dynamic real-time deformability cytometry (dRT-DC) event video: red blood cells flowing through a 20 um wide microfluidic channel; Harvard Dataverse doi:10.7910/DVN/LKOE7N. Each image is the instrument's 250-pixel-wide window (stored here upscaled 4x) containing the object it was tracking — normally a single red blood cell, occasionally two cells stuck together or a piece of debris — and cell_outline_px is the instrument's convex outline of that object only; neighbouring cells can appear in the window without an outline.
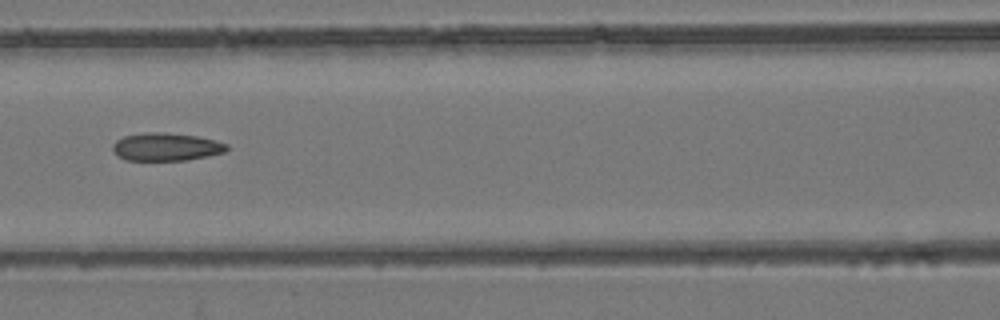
{"species": "common noctule bat (a hibernating species)", "species_latin": "Nyctalus noctula", "temperature_condition": "room temperature", "stored_images_in_passage": 6, "camera_frame_rate_fps": 3000, "um_per_image_px": 0.085, "animal": {"sex": "female", "body_mass_g": 24.6, "forearm_length_mm": 56.2}, "frame": {"image": 1, "passage_image": 6, "time_ms": 7.0, "image_size_px": [1000, 320], "cell_outline_px": [[228, 148], [224, 152], [208, 156], [188, 160], [124, 160], [116, 156], [112, 148], [112, 144], [116, 140], [124, 136], [148, 132], [164, 132], [196, 136], [216, 140], [228, 144]], "centroid_in_image_um": [14.1, 12.48], "position_along_channel_um": 152.5, "area_um2": 18.67}}